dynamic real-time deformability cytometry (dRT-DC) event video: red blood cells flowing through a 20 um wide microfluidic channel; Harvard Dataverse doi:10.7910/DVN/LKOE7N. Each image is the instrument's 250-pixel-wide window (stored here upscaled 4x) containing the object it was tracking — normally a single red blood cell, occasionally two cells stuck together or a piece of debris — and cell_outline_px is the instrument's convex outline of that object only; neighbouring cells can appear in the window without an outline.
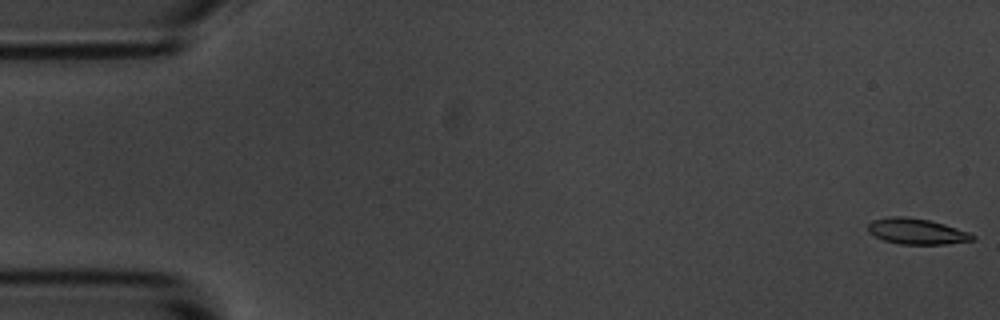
{"species": "common noctule bat (a hibernating species)", "species_latin": "Nyctalus noctula", "temperature_condition": "room temperature", "stored_images_in_passage": 55, "camera_frame_rate_fps": 3000, "um_per_image_px": 0.085, "animal": {"sex": "male", "body_mass_g": 20.1, "forearm_length_mm": 53.5}, "frame": {"image": 1, "passage_image": 1, "time_ms": 0.0, "image_size_px": [1000, 320], "cell_outline_px": [[976, 240], [944, 244], [900, 244], [884, 240], [868, 232], [868, 224], [872, 220], [888, 216], [904, 216], [928, 220], [944, 224], [968, 232], [976, 236]], "centroid_in_image_um": [77.91, 19.66], "position_along_channel_um": 7.1, "area_um2": 15.66}}
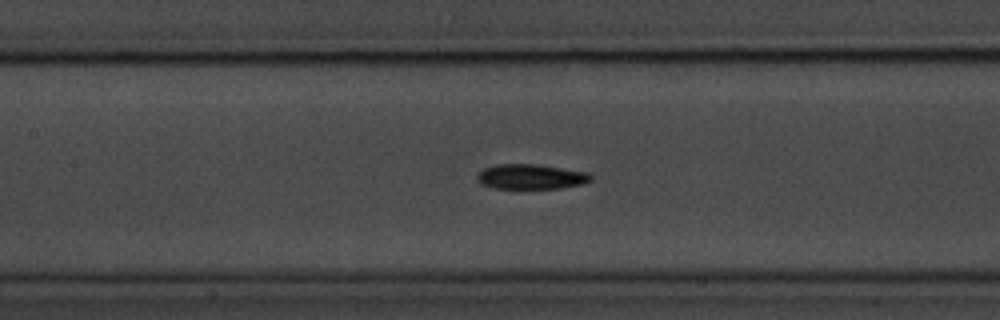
{"frame": {"image": 2, "passage_image": 25, "time_ms": 8.0, "image_size_px": [1000, 320], "cell_outline_px": [[592, 180], [584, 184], [560, 188], [496, 188], [480, 184], [476, 176], [484, 168], [496, 164], [536, 164], [588, 172], [592, 176]], "centroid_in_image_um": [45.15, 15.01], "position_along_channel_um": 162.3, "area_um2": 16.53}}
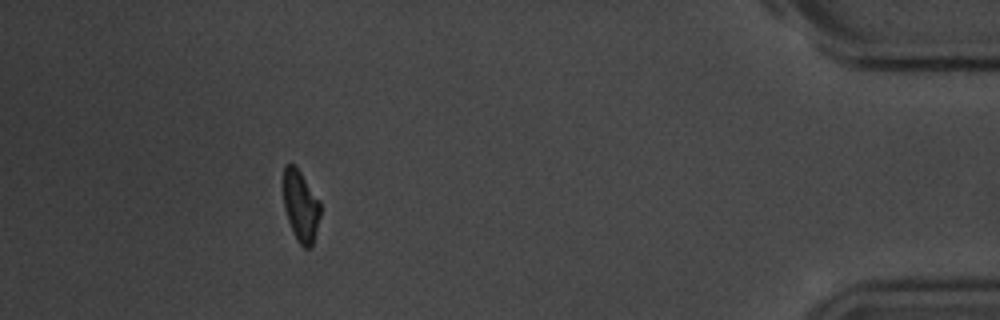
{"frame": {"image": 3, "passage_image": 50, "time_ms": 16.333, "image_size_px": [1000, 320], "cell_outline_px": [[320, 216], [312, 248], [304, 248], [300, 244], [288, 220], [284, 208], [284, 168], [288, 164], [292, 164], [300, 172], [320, 200]], "centroid_in_image_um": [25.58, 17.54], "position_along_channel_um": 409.6, "area_um2": 15.03}, "authors_computed_cell_mechanics": {"area_um2": 16.473, "velocity_mm_per_s": 3.6618, "shape_relaxation_time_tau1_ms": 3.2989, "shape_relaxation_time_tau2_ms": 4.5066, "deformation_change_tau1": 0.1325, "deformation_change_tau2": 0.1078}}